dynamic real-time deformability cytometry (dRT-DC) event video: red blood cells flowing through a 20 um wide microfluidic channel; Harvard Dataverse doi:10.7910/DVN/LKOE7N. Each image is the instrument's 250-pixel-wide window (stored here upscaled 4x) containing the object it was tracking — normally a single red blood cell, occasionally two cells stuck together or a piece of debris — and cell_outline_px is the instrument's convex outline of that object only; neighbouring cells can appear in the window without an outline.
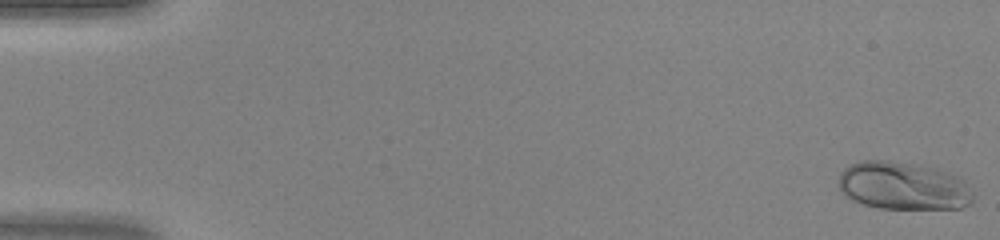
{"species": "human", "species_latin": "Homo sapiens", "temperature_condition": "warm", "stored_images_in_passage": 14, "camera_frame_rate_fps": 3000, "um_per_image_px": 0.085, "donor": {"sex": "female"}, "frame": {"image": 1, "passage_image": 1, "time_ms": 0.0, "image_size_px": [1000, 240], "cell_outline_px": [[972, 204], [960, 208], [880, 208], [860, 204], [844, 196], [840, 192], [840, 172], [848, 164], [860, 160], [888, 160], [936, 168], [948, 172], [964, 180], [972, 192]], "centroid_in_image_um": [76.73, 15.8], "position_along_channel_um": 8.3, "area_um2": 37.74}}